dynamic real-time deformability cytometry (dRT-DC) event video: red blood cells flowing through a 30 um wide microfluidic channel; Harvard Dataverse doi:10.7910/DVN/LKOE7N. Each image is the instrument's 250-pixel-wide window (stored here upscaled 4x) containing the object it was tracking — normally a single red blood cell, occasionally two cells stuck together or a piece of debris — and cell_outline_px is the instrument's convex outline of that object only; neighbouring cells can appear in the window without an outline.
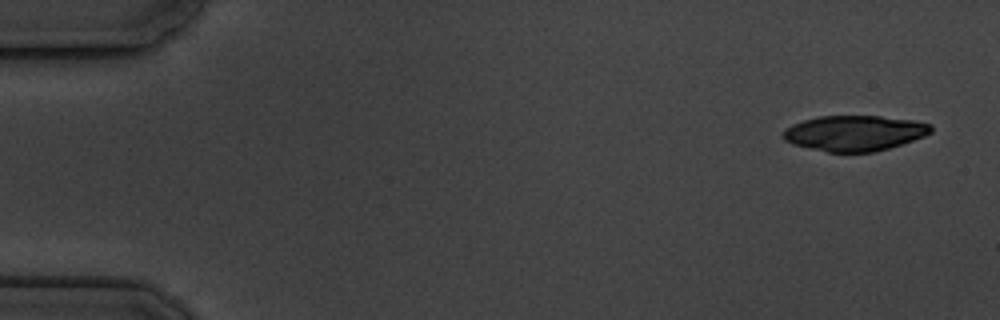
{"species": "common noctule bat (a hibernating species)", "species_latin": "Nyctalus noctula", "temperature_condition": "cold", "stored_images_in_passage": 5, "camera_frame_rate_fps": 3000, "um_per_image_px": 0.085, "animal": {"sex": "male", "body_mass_g": 19.5, "forearm_length_mm": 54.6}, "frame": {"image": 1, "passage_image": 1, "time_ms": 0.0, "image_size_px": [1000, 320], "cell_outline_px": [[932, 132], [924, 136], [888, 148], [872, 152], [828, 152], [792, 144], [784, 140], [784, 128], [792, 124], [804, 120], [820, 116], [880, 116], [912, 120], [932, 124]], "centroid_in_image_um": [72.62, 11.31], "position_along_channel_um": 12.4, "area_um2": 30.35}}